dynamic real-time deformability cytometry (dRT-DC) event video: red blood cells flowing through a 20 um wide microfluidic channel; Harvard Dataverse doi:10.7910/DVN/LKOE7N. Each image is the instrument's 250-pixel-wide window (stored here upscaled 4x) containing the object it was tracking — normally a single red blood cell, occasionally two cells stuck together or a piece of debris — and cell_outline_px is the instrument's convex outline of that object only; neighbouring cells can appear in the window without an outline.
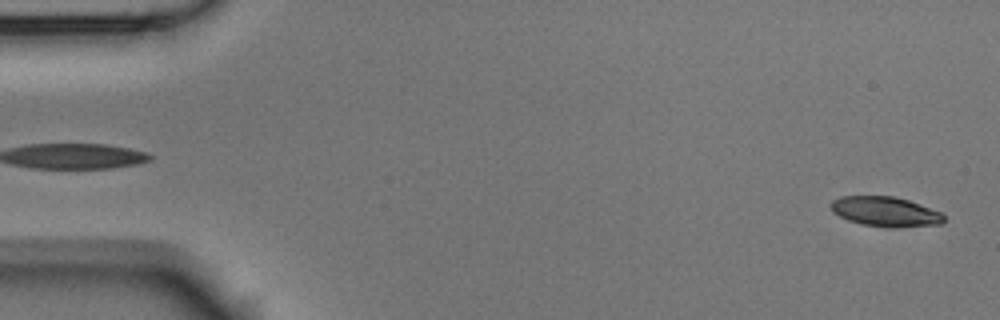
{"species": "Egyptian fruit bat (a non-hibernating species)", "species_latin": "Rousettus aegyptiacus", "temperature_condition": "room temperature", "stored_images_in_passage": 5, "segment_of_instrument_passage": [2, 2], "camera_frame_rate_fps": 3000, "um_per_image_px": 0.085, "animal": {"sex": "male"}, "frame": {"image": 1, "passage_image": 5, "time_ms": 1.333, "image_size_px": [1000, 320], "cell_outline_px": [[944, 220], [940, 224], [860, 224], [848, 220], [832, 212], [828, 204], [832, 200], [840, 196], [892, 196], [908, 200], [920, 204], [940, 212], [944, 216]], "centroid_in_image_um": [75.14, 17.91], "position_along_channel_um": 9.9, "area_um2": 18.55}}